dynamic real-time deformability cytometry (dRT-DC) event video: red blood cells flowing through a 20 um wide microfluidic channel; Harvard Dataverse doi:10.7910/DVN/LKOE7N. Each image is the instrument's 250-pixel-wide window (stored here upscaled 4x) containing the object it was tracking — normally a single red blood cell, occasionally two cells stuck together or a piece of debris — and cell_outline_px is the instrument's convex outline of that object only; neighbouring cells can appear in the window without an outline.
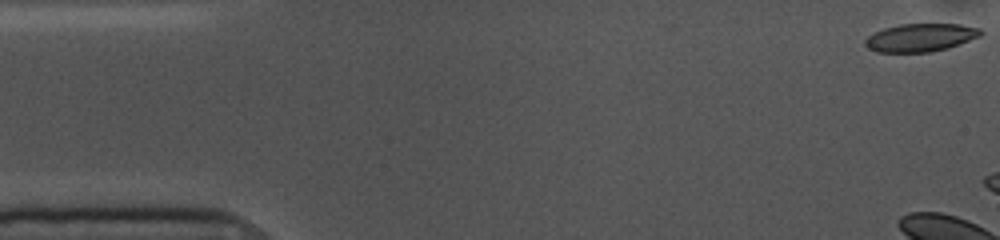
{"species": "common noctule bat (a hibernating species)", "species_latin": "Nyctalus noctula", "temperature_condition": "cold", "stored_images_in_passage": 3, "camera_frame_rate_fps": 3000, "um_per_image_px": 0.085, "animal": {"sex": "female", "body_mass_g": 10.0, "forearm_length_mm": 53.1}, "frame": {"image": 1, "passage_image": 1, "time_ms": 0.0, "image_size_px": [1000, 240], "cell_outline_px": [[984, 32], [980, 36], [948, 48], [928, 52], [876, 52], [868, 48], [864, 44], [864, 40], [868, 36], [884, 28], [900, 24], [960, 24], [980, 28]], "centroid_in_image_um": [78.24, 3.19], "position_along_channel_um": 6.8, "area_um2": 18.84}}